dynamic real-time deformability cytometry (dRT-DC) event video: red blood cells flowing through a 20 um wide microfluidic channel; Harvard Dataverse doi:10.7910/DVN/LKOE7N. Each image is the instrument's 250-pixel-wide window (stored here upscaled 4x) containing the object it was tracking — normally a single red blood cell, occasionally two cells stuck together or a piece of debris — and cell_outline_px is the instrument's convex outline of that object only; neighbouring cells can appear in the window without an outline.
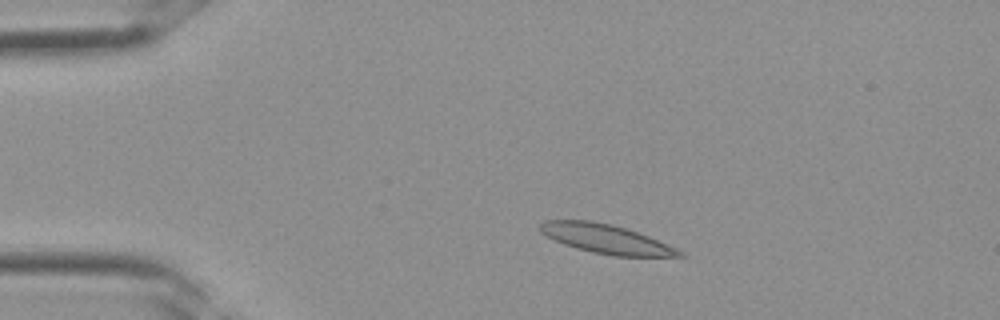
{"species": "Egyptian fruit bat (a non-hibernating species)", "species_latin": "Rousettus aegyptiacus", "temperature_condition": "room temperature", "stored_images_in_passage": 2, "camera_frame_rate_fps": 3000, "um_per_image_px": 0.085, "frame": {"image": 1, "passage_image": 2, "time_ms": 0.333, "image_size_px": [1000, 320], "cell_outline_px": [[688, 256], [612, 256], [592, 252], [576, 248], [564, 244], [540, 232], [540, 224], [544, 220], [588, 220], [612, 224], [648, 236], [676, 248], [684, 252]], "centroid_in_image_um": [51.51, 20.31], "position_along_channel_um": 33.5, "area_um2": 23.35}}